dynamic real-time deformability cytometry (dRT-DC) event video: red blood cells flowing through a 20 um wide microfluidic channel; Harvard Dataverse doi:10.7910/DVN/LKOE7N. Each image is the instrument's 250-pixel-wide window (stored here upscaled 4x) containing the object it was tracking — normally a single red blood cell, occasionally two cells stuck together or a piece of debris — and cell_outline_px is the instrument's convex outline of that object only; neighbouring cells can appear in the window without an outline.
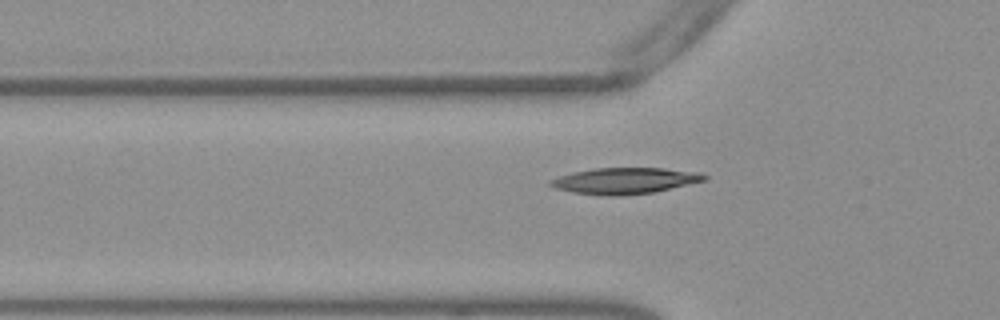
{"species": "Egyptian fruit bat (a non-hibernating species)", "species_latin": "Rousettus aegyptiacus", "temperature_condition": "warm", "stored_images_in_passage": 35, "camera_frame_rate_fps": 3000, "um_per_image_px": 0.085, "frame": {"image": 1, "passage_image": 4, "time_ms": 1.0, "image_size_px": [1000, 320], "cell_outline_px": [[708, 180], [652, 192], [616, 196], [612, 196], [572, 192], [556, 188], [548, 184], [548, 180], [572, 172], [592, 168], [664, 168], [700, 172], [708, 176]], "centroid_in_image_um": [53.12, 15.35], "position_along_channel_um": 72.7, "area_um2": 23.41}}
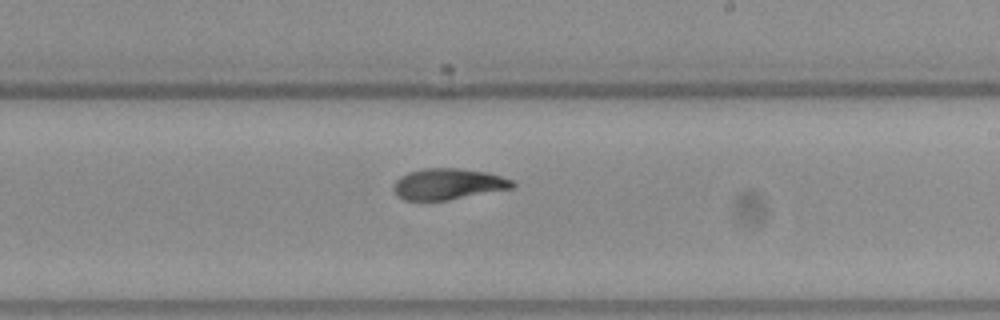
{"frame": {"image": 2, "passage_image": 18, "time_ms": 5.667, "image_size_px": [1000, 320], "cell_outline_px": [[516, 184], [512, 188], [448, 200], [404, 200], [396, 196], [392, 188], [392, 184], [400, 176], [408, 172], [424, 168], [460, 168], [484, 172], [500, 176], [512, 180]], "centroid_in_image_um": [38.03, 15.64], "position_along_channel_um": 251.0, "area_um2": 21.56}}
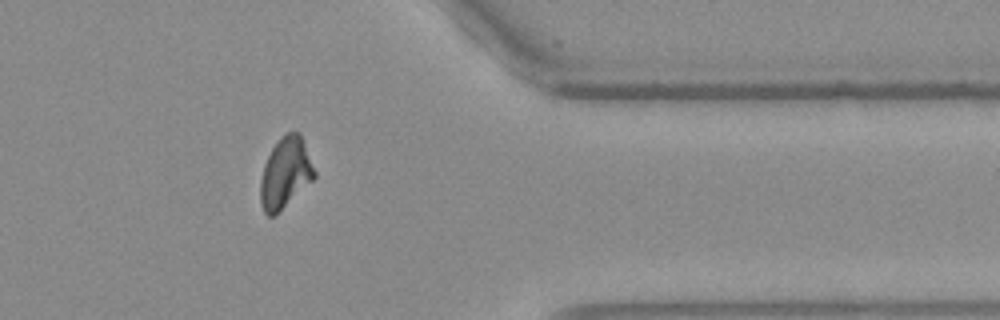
{"frame": {"image": 3, "passage_image": 30, "time_ms": 9.667, "image_size_px": [1000, 320], "cell_outline_px": [[316, 176], [276, 216], [268, 216], [264, 212], [260, 204], [260, 180], [264, 164], [272, 148], [280, 136], [288, 132], [300, 132], [316, 172]], "centroid_in_image_um": [24.24, 14.72], "position_along_channel_um": 387.2, "area_um2": 22.37}, "authors_computed_cell_mechanics": {"area_um2": 22.3108, "velocity_mm_per_s": 3.8, "shape_relaxation_time_tau1_ms": 6.3573, "shape_relaxation_time_tau2_ms": 2.6415, "deformation_change_tau1": 0.1965, "deformation_change_tau2": 0.0723}}